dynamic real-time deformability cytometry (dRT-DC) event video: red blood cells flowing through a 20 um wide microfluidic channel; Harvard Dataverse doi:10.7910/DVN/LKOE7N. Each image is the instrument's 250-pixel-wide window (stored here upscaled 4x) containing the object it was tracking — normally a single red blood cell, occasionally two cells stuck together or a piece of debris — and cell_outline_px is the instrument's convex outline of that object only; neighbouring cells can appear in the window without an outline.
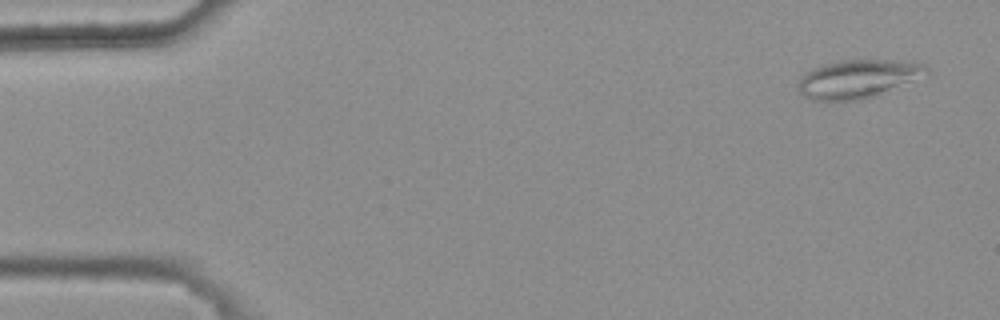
{"species": "common noctule bat (a hibernating species)", "species_latin": "Nyctalus noctula", "temperature_condition": "warm", "stored_images_in_passage": 48, "camera_frame_rate_fps": 3000, "um_per_image_px": 0.085, "animal": {"sex": "female", "body_mass_g": 25.1}, "frame": {"image": 1, "passage_image": 3, "time_ms": 0.667, "image_size_px": [1000, 320], "cell_outline_px": [[928, 76], [880, 96], [860, 100], [812, 100], [804, 96], [800, 92], [800, 76], [812, 68], [824, 64], [840, 60], [896, 60], [924, 64], [928, 68]], "centroid_in_image_um": [73.02, 6.71], "position_along_channel_um": 12.0, "area_um2": 29.19}}
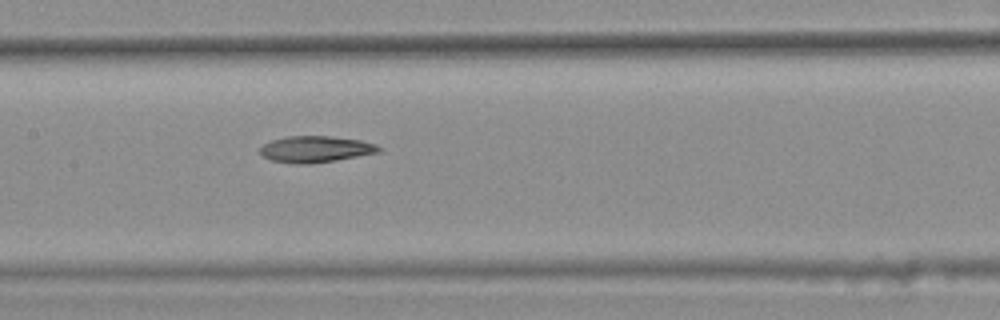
{"frame": {"image": 2, "passage_image": 26, "time_ms": 8.333, "image_size_px": [1000, 320], "cell_outline_px": [[384, 148], [380, 152], [336, 160], [312, 164], [296, 164], [272, 160], [264, 156], [260, 152], [260, 148], [264, 144], [272, 140], [288, 136], [332, 136], [360, 140], [376, 144]], "centroid_in_image_um": [26.87, 12.68], "position_along_channel_um": 180.5, "area_um2": 18.26}}
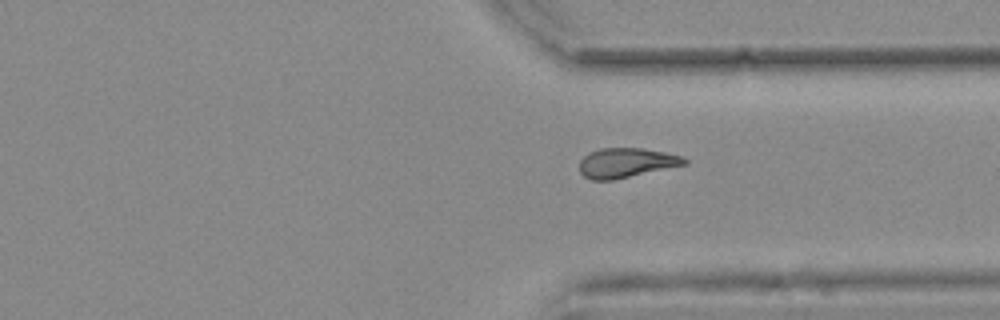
{"frame": {"image": 3, "passage_image": 40, "time_ms": 13.0, "image_size_px": [1000, 320], "cell_outline_px": [[688, 164], [612, 180], [592, 180], [584, 176], [580, 172], [580, 160], [588, 152], [600, 148], [640, 148], [664, 152], [680, 156], [688, 160]], "centroid_in_image_um": [53.21, 13.83], "position_along_channel_um": 358.2, "area_um2": 18.03}}